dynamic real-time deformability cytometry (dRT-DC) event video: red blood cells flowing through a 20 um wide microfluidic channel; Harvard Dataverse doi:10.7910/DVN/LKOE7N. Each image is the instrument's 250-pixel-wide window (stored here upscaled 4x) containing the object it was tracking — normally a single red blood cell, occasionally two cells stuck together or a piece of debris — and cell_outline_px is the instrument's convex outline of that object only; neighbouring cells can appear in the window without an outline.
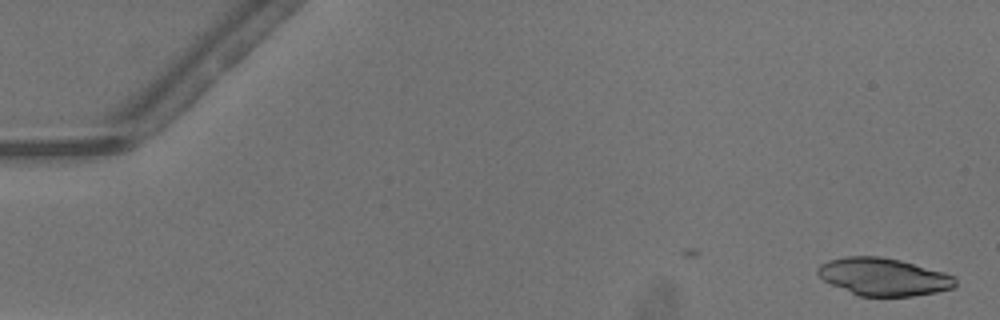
{"species": "common noctule bat (a hibernating species)", "species_latin": "Nyctalus noctula", "temperature_condition": "warm", "stored_images_in_passage": 12, "camera_frame_rate_fps": 3000, "um_per_image_px": 0.085, "animal": {"sex": "male", "body_mass_g": 13.3}, "frame": {"image": 1, "passage_image": 1, "time_ms": 0.0, "image_size_px": [1000, 320], "cell_outline_px": [[956, 284], [952, 288], [936, 292], [912, 296], [860, 296], [832, 284], [824, 280], [816, 272], [816, 268], [820, 264], [828, 260], [848, 256], [880, 256], [900, 260], [944, 272], [952, 276], [956, 280]], "centroid_in_image_um": [75.08, 23.52], "position_along_channel_um": 9.9, "area_um2": 29.88}}